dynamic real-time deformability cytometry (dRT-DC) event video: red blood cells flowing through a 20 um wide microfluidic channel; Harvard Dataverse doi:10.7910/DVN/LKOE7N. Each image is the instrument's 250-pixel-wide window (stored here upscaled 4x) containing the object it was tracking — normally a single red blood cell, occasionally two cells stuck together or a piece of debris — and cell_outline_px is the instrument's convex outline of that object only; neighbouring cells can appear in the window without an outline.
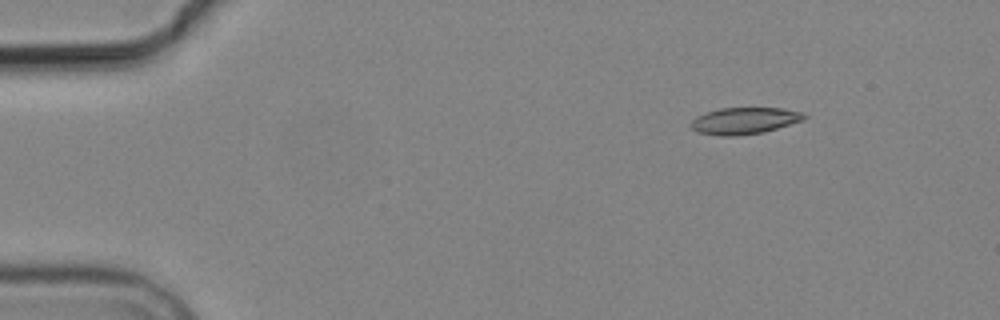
{"species": "common noctule bat (a hibernating species)", "species_latin": "Nyctalus noctula", "temperature_condition": "cold", "stored_images_in_passage": 6, "camera_frame_rate_fps": 3000, "um_per_image_px": 0.085, "animal": {"sex": "male", "body_mass_g": 19.2, "forearm_length_mm": 51.8}, "frame": {"image": 1, "passage_image": 1, "time_ms": 0.0, "image_size_px": [1000, 320], "cell_outline_px": [[808, 116], [804, 120], [764, 132], [732, 136], [720, 136], [696, 132], [692, 128], [692, 120], [696, 116], [720, 108], [784, 108], [804, 112]], "centroid_in_image_um": [63.32, 10.26], "position_along_channel_um": 21.7, "area_um2": 17.63}}
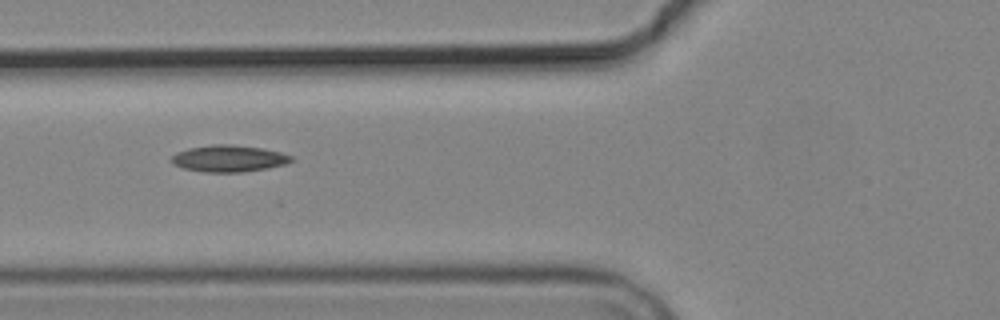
{"frame": {"image": 2, "passage_image": 5, "time_ms": 4.667, "image_size_px": [1000, 320], "cell_outline_px": [[296, 160], [288, 164], [268, 168], [244, 172], [204, 172], [184, 168], [172, 164], [172, 156], [176, 152], [188, 148], [212, 144], [228, 144], [264, 148], [280, 152], [292, 156]], "centroid_in_image_um": [19.49, 13.47], "position_along_channel_um": 106.3, "area_um2": 18.84}}
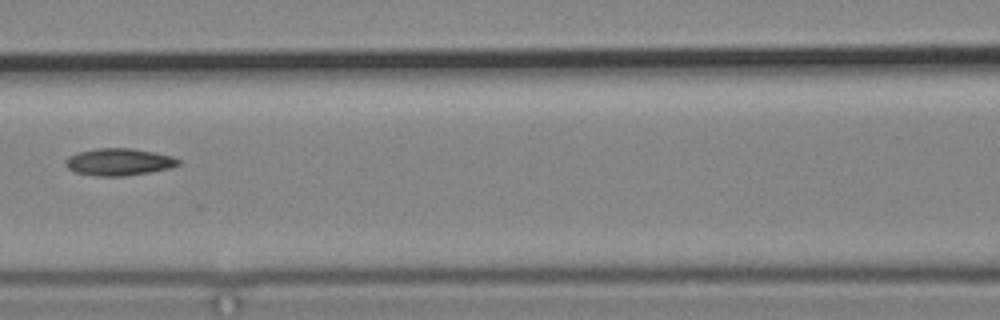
{"frame": {"image": 3, "passage_image": 6, "time_ms": 6.0, "image_size_px": [1000, 320], "cell_outline_px": [[180, 164], [168, 168], [148, 172], [124, 176], [96, 176], [76, 172], [68, 168], [64, 164], [64, 160], [68, 156], [80, 152], [96, 148], [132, 148], [172, 156], [180, 160]], "centroid_in_image_um": [10.07, 13.76], "position_along_channel_um": 156.5, "area_um2": 17.69}}